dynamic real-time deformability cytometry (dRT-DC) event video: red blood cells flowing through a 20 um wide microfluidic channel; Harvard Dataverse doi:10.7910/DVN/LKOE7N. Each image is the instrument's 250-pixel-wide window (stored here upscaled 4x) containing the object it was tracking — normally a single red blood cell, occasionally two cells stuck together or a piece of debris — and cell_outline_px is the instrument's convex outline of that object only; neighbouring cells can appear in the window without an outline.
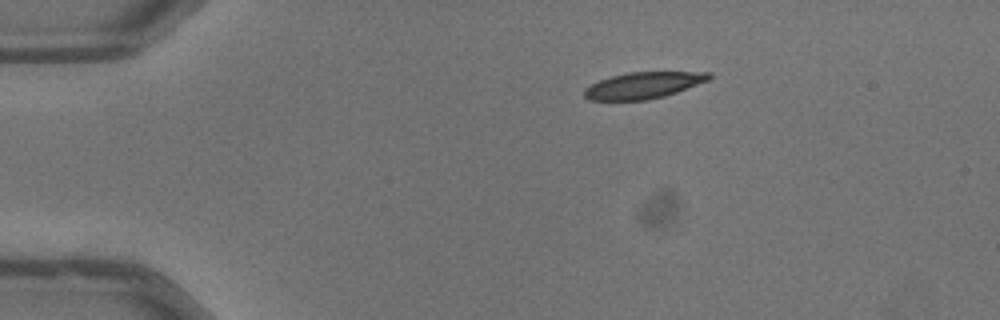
{"species": "common noctule bat (a hibernating species)", "species_latin": "Nyctalus noctula", "temperature_condition": "warm", "stored_images_in_passage": 38, "camera_frame_rate_fps": 3000, "um_per_image_px": 0.085, "animal": {"sex": "male", "body_mass_g": 13.3}, "frame": {"image": 1, "passage_image": 1, "time_ms": 0.0, "image_size_px": [1000, 320], "cell_outline_px": [[712, 76], [708, 80], [676, 92], [664, 96], [648, 100], [588, 100], [584, 96], [584, 88], [600, 80], [612, 76], [628, 72], [712, 72]], "centroid_in_image_um": [54.67, 7.25], "position_along_channel_um": 30.3, "area_um2": 19.07}}
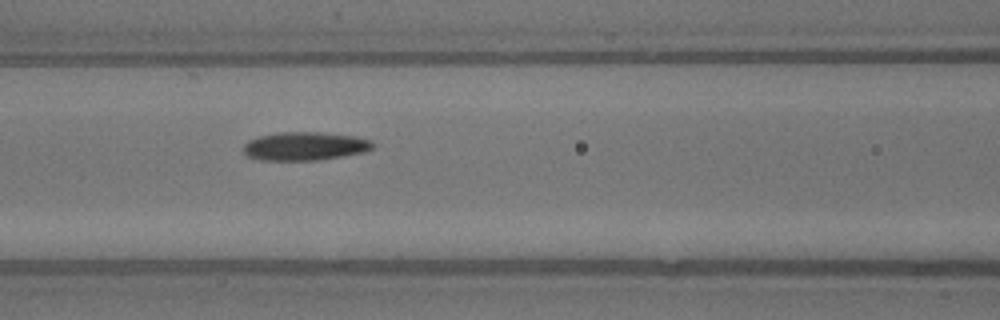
{"frame": {"image": 2, "passage_image": 14, "time_ms": 4.333, "image_size_px": [1000, 320], "cell_outline_px": [[376, 144], [372, 148], [364, 152], [320, 160], [260, 160], [248, 156], [244, 152], [244, 144], [248, 140], [260, 136], [280, 132], [316, 132], [352, 136], [372, 140]], "centroid_in_image_um": [25.92, 12.43], "position_along_channel_um": 140.7, "area_um2": 21.33}}
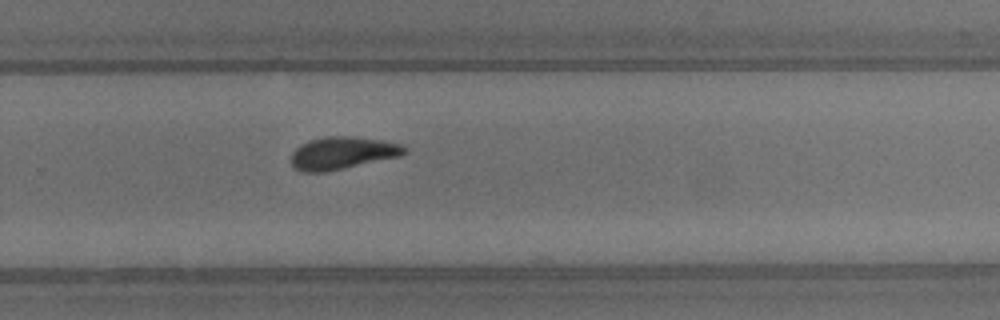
{"frame": {"image": 3, "passage_image": 26, "time_ms": 8.333, "image_size_px": [1000, 320], "cell_outline_px": [[408, 152], [400, 156], [344, 168], [324, 172], [304, 172], [296, 168], [292, 164], [292, 152], [300, 144], [324, 136], [352, 136], [380, 140], [404, 144], [408, 148]], "centroid_in_image_um": [29.15, 12.99], "position_along_channel_um": 300.7, "area_um2": 21.39}, "authors_computed_cell_mechanics": {"area_um2": 21.097, "velocity_mm_per_s": 4.0192, "shape_relaxation_time_tau1_ms": 3.5102, "shape_relaxation_time_tau2_ms": 3.0647, "deformation_change_tau1": 0.1387, "deformation_change_tau2": 0.0881}}